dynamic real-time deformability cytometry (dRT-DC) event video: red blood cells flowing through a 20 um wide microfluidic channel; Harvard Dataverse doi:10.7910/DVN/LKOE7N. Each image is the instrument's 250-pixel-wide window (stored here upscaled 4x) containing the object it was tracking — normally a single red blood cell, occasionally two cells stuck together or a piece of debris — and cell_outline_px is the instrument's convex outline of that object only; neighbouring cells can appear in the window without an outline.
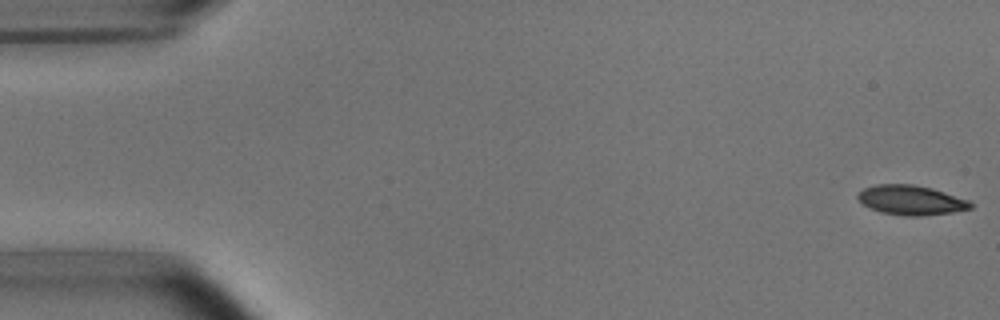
{"species": "common noctule bat (a hibernating species)", "species_latin": "Nyctalus noctula", "temperature_condition": "room temperature", "stored_images_in_passage": 52, "camera_frame_rate_fps": 3000, "um_per_image_px": 0.085, "animal": {"sex": "male", "body_mass_g": 15.6}, "frame": {"image": 1, "passage_image": 1, "time_ms": 0.0, "image_size_px": [1000, 320], "cell_outline_px": [[972, 208], [952, 212], [920, 216], [904, 216], [880, 212], [864, 204], [856, 196], [864, 188], [876, 184], [912, 184], [932, 188], [968, 200], [972, 204]], "centroid_in_image_um": [77.43, 17.01], "position_along_channel_um": 7.6, "area_um2": 19.25}}
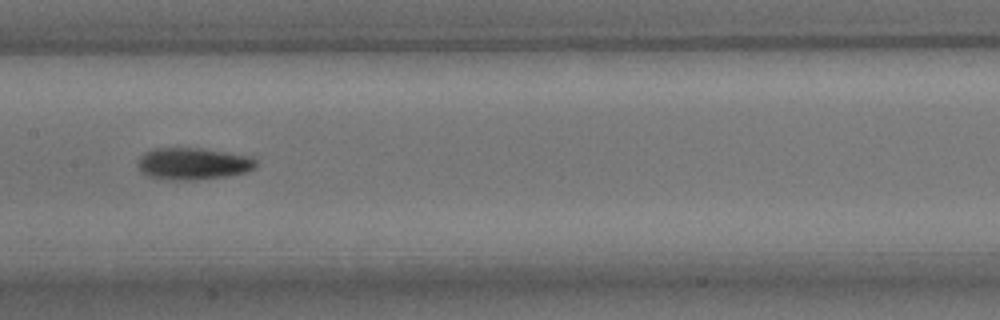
{"frame": {"image": 2, "passage_image": 26, "time_ms": 8.333, "image_size_px": [1000, 320], "cell_outline_px": [[256, 168], [248, 172], [228, 176], [196, 180], [172, 180], [148, 176], [140, 172], [136, 164], [140, 156], [144, 152], [152, 148], [200, 148], [252, 156], [256, 160]], "centroid_in_image_um": [16.4, 13.91], "position_along_channel_um": 191.0, "area_um2": 22.37}}
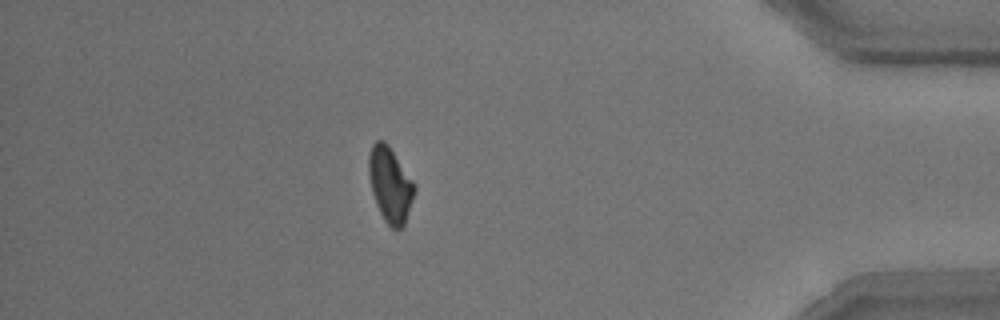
{"frame": {"image": 3, "passage_image": 46, "time_ms": 15.0, "image_size_px": [1000, 320], "cell_outline_px": [[416, 192], [404, 224], [400, 228], [392, 228], [384, 220], [376, 204], [372, 192], [368, 172], [368, 156], [372, 144], [376, 140], [384, 140], [388, 144], [412, 180], [416, 188]], "centroid_in_image_um": [33.15, 15.67], "position_along_channel_um": 402.0, "area_um2": 19.88}, "authors_computed_cell_mechanics": {"area_um2": 20.23, "velocity_mm_per_s": 3.8009, "shape_relaxation_time_tau1_ms": 3.1945, "shape_relaxation_time_tau2_ms": 9.8357, "deformation_change_tau1": 0.1373, "deformation_change_tau2": 0.1675}}